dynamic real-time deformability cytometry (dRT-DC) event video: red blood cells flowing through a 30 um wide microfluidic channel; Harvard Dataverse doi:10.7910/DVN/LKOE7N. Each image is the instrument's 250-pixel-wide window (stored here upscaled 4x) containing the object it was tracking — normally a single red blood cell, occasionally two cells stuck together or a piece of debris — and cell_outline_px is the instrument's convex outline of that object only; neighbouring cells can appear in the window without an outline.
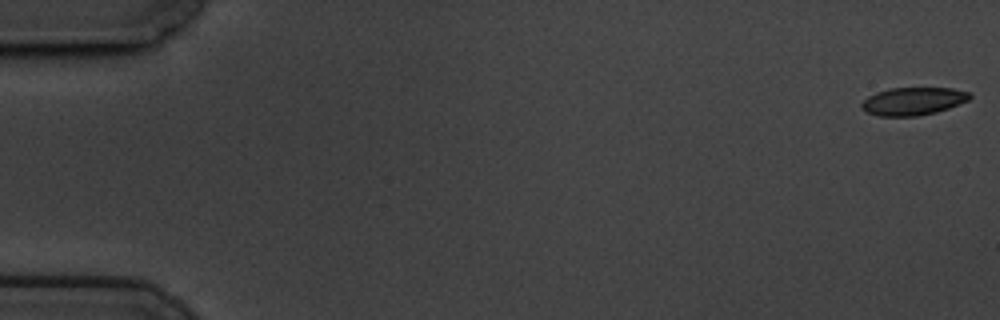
{"species": "common noctule bat (a hibernating species)", "species_latin": "Nyctalus noctula", "temperature_condition": "cold", "stored_images_in_passage": 59, "camera_frame_rate_fps": 3000, "um_per_image_px": 0.085, "animal": {"sex": "male", "body_mass_g": 19.5, "forearm_length_mm": 54.6}, "frame": {"image": 1, "passage_image": 1, "time_ms": 0.0, "image_size_px": [1000, 320], "cell_outline_px": [[972, 96], [968, 100], [948, 108], [936, 112], [916, 116], [880, 116], [868, 112], [860, 108], [860, 104], [868, 96], [876, 92], [888, 88], [952, 88], [972, 92]], "centroid_in_image_um": [77.61, 8.59], "position_along_channel_um": 7.4, "area_um2": 17.57}}
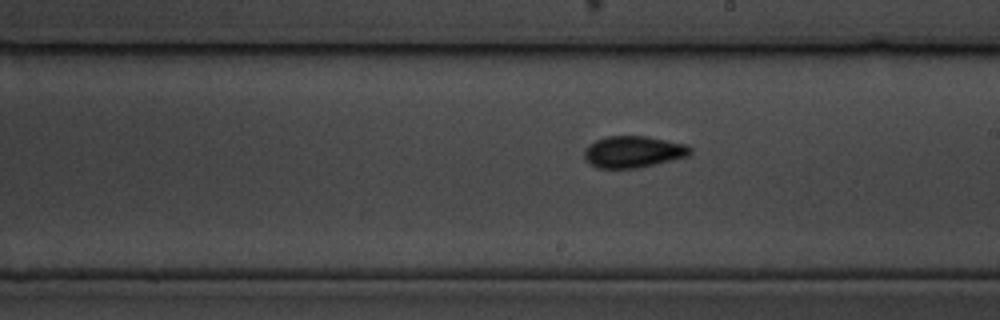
{"frame": {"image": 2, "passage_image": 34, "time_ms": 11.0, "image_size_px": [1000, 320], "cell_outline_px": [[692, 152], [688, 156], [636, 168], [596, 168], [584, 156], [584, 148], [596, 140], [608, 136], [648, 136], [688, 144], [692, 148]], "centroid_in_image_um": [53.86, 12.89], "position_along_channel_um": 235.1, "area_um2": 19.48}}
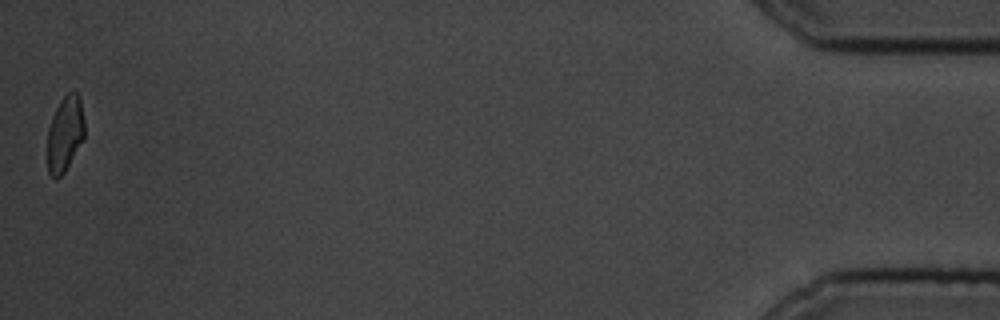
{"frame": {"image": 3, "passage_image": 59, "time_ms": 19.333, "image_size_px": [1000, 320], "cell_outline_px": [[84, 140], [64, 172], [56, 180], [48, 172], [48, 128], [52, 116], [60, 100], [68, 92], [76, 92], [80, 96], [84, 120]], "centroid_in_image_um": [5.53, 11.36], "position_along_channel_um": 429.7, "area_um2": 16.42}, "authors_computed_cell_mechanics": {"area_um2": 18.5538, "velocity_mm_per_s": 3.4146, "shape_relaxation_time_tau1_ms": 3.4574, "shape_relaxation_time_tau2_ms": 2.3312, "deformation_change_tau1": 0.0836, "deformation_change_tau2": 0.0773}}